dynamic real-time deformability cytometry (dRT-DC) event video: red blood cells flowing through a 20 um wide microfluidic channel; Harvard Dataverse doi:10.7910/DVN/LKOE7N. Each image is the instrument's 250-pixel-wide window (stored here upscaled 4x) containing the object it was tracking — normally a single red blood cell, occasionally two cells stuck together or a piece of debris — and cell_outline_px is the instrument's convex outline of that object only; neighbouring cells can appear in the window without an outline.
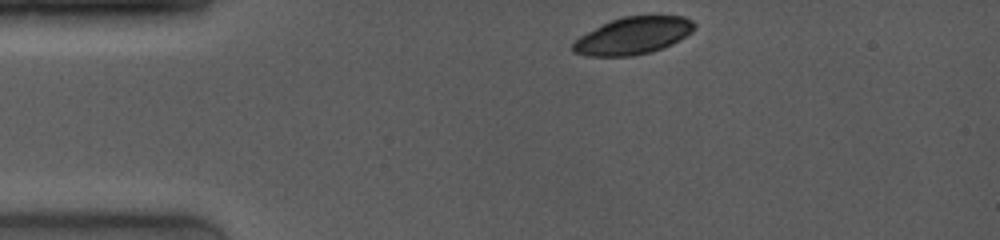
{"species": "common noctule bat (a hibernating species)", "species_latin": "Nyctalus noctula", "temperature_condition": "room temperature", "stored_images_in_passage": 7, "camera_frame_rate_fps": 4000, "um_per_image_px": 0.085, "animal": {"sex": "female", "body_mass_g": 19.0, "forearm_length_mm": 53.3}, "frame": {"image": 1, "passage_image": 1, "time_ms": 0.0, "image_size_px": [1000, 240], "cell_outline_px": [[696, 28], [692, 32], [680, 40], [672, 44], [652, 52], [632, 56], [588, 56], [572, 52], [572, 44], [580, 36], [612, 20], [624, 16], [684, 16], [692, 20], [696, 24]], "centroid_in_image_um": [53.85, 3.04], "position_along_channel_um": 31.1, "area_um2": 26.24}}